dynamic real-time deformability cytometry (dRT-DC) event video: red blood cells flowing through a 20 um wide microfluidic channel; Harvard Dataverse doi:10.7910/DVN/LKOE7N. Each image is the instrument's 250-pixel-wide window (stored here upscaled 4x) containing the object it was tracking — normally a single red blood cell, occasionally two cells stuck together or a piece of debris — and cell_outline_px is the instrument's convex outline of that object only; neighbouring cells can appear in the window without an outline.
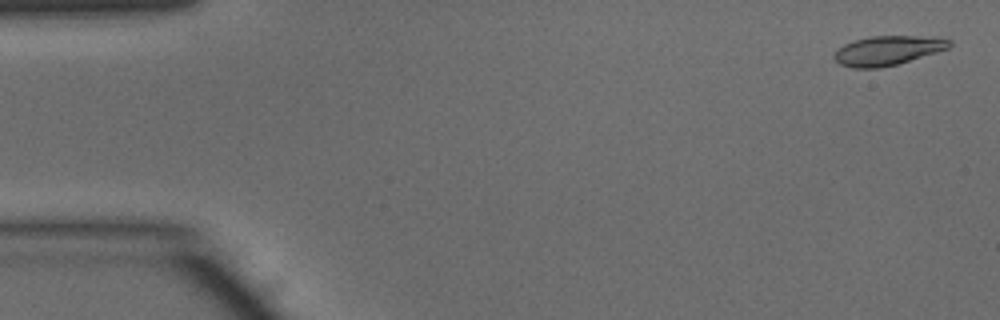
{"species": "common noctule bat (a hibernating species)", "species_latin": "Nyctalus noctula", "temperature_condition": "warm", "stored_images_in_passage": 49, "camera_frame_rate_fps": 3000, "um_per_image_px": 0.085, "animal": {"sex": "male", "body_mass_g": 15.6}, "frame": {"image": 1, "passage_image": 2, "time_ms": 0.333, "image_size_px": [1000, 320], "cell_outline_px": [[952, 44], [948, 48], [936, 52], [896, 64], [876, 68], [852, 68], [840, 64], [832, 56], [836, 48], [852, 40], [872, 36], [916, 36], [952, 40]], "centroid_in_image_um": [75.37, 4.29], "position_along_channel_um": 9.6, "area_um2": 19.54}}
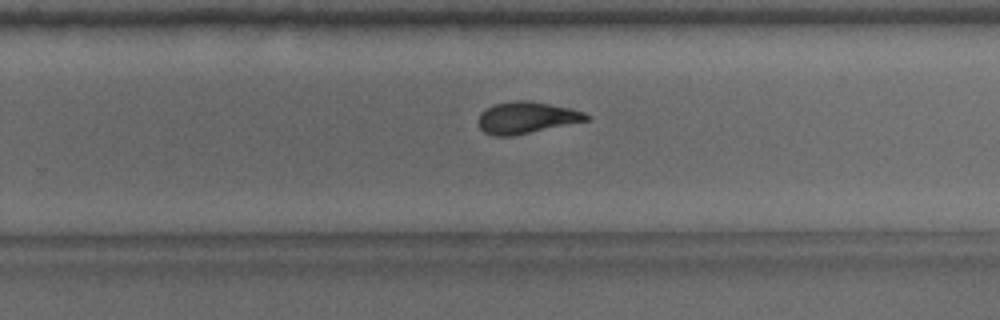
{"frame": {"image": 2, "passage_image": 31, "time_ms": 10.0, "image_size_px": [1000, 320], "cell_outline_px": [[592, 116], [588, 120], [512, 136], [492, 136], [484, 132], [480, 128], [476, 120], [480, 112], [484, 108], [492, 104], [516, 100], [528, 100], [572, 108], [584, 112]], "centroid_in_image_um": [44.7, 9.99], "position_along_channel_um": 285.1, "area_um2": 20.23}}
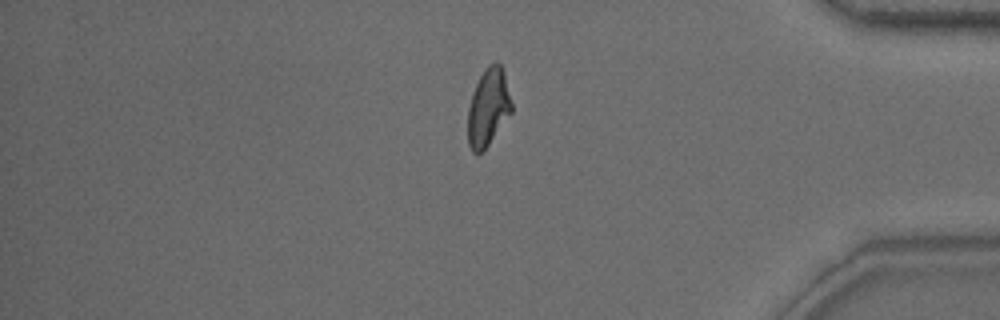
{"frame": {"image": 3, "passage_image": 41, "time_ms": 13.333, "image_size_px": [1000, 320], "cell_outline_px": [[512, 112], [488, 144], [480, 152], [472, 152], [468, 144], [468, 108], [472, 92], [484, 68], [488, 64], [496, 60], [500, 64], [504, 76], [512, 104]], "centroid_in_image_um": [41.48, 9.1], "position_along_channel_um": 393.7, "area_um2": 19.48}, "authors_computed_cell_mechanics": {"area_um2": 20.0566, "velocity_mm_per_s": 4.1333, "shape_relaxation_time_tau1_ms": 5.7623, "shape_relaxation_time_tau2_ms": 1.4877, "deformation_change_tau1": 0.2042, "deformation_change_tau2": 0.0897}}